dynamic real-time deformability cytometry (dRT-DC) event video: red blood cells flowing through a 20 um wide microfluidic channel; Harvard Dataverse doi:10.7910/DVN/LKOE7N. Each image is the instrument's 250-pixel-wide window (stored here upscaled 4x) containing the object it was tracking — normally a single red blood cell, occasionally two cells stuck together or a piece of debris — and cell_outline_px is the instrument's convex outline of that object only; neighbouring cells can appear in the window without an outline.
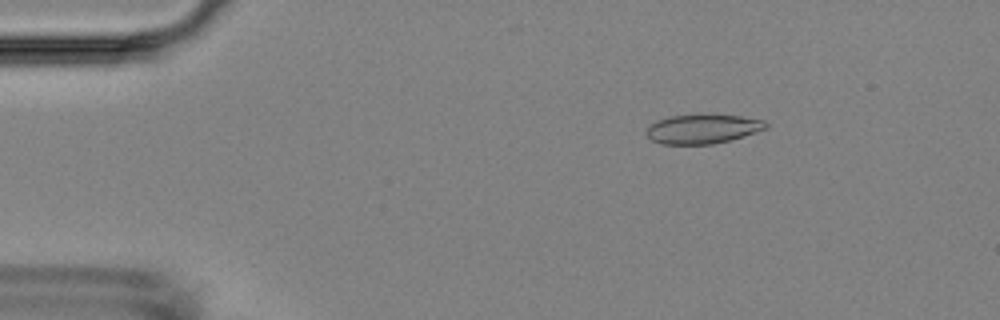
{"species": "Egyptian fruit bat (a non-hibernating species)", "species_latin": "Rousettus aegyptiacus", "temperature_condition": "room temperature", "stored_images_in_passage": 57, "camera_frame_rate_fps": 3000, "um_per_image_px": 0.085, "animal": {"sex": "female"}, "frame": {"image": 1, "passage_image": 9, "time_ms": 2.667, "image_size_px": [1000, 320], "cell_outline_px": [[768, 128], [732, 140], [712, 144], [660, 144], [652, 140], [644, 132], [656, 120], [668, 116], [704, 112], [740, 116], [764, 120], [768, 124]], "centroid_in_image_um": [59.73, 10.92], "position_along_channel_um": 25.3, "area_um2": 21.1}}
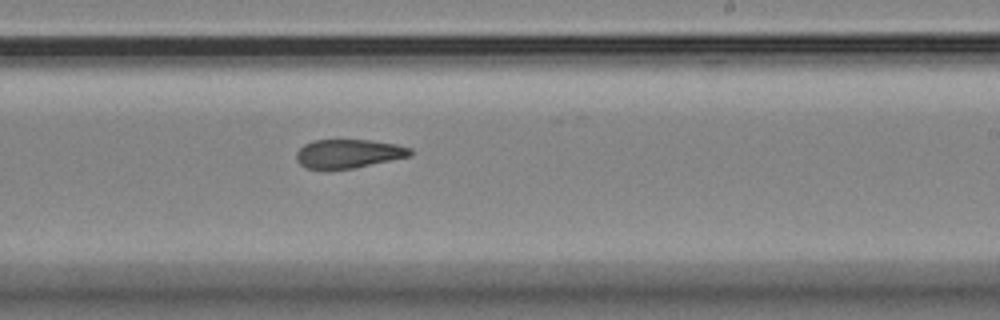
{"frame": {"image": 2, "passage_image": 34, "time_ms": 11.0, "image_size_px": [1000, 320], "cell_outline_px": [[412, 156], [352, 168], [304, 168], [296, 160], [296, 152], [304, 144], [312, 140], [368, 140], [396, 144], [412, 148]], "centroid_in_image_um": [29.62, 13.05], "position_along_channel_um": 259.4, "area_um2": 18.96}}
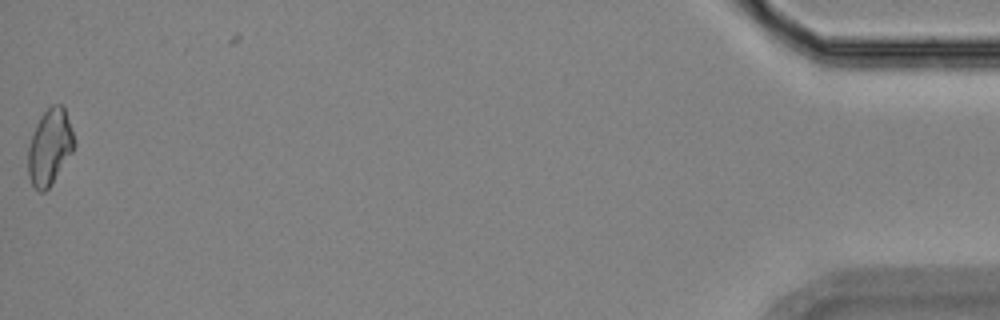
{"frame": {"image": 3, "passage_image": 56, "time_ms": 18.333, "image_size_px": [1000, 320], "cell_outline_px": [[76, 144], [72, 152], [52, 184], [44, 192], [40, 192], [32, 184], [28, 176], [28, 148], [36, 124], [40, 116], [52, 104], [64, 104]], "centroid_in_image_um": [4.24, 12.48], "position_along_channel_um": 431.0, "area_um2": 20.4}, "authors_computed_cell_mechanics": {"area_um2": 20.4612, "velocity_mm_per_s": 3.5984, "shape_relaxation_time_tau1_ms": null, "shape_relaxation_time_tau2_ms": 5.9873, "deformation_change_tau1": null, "deformation_change_tau2": 0.128}}